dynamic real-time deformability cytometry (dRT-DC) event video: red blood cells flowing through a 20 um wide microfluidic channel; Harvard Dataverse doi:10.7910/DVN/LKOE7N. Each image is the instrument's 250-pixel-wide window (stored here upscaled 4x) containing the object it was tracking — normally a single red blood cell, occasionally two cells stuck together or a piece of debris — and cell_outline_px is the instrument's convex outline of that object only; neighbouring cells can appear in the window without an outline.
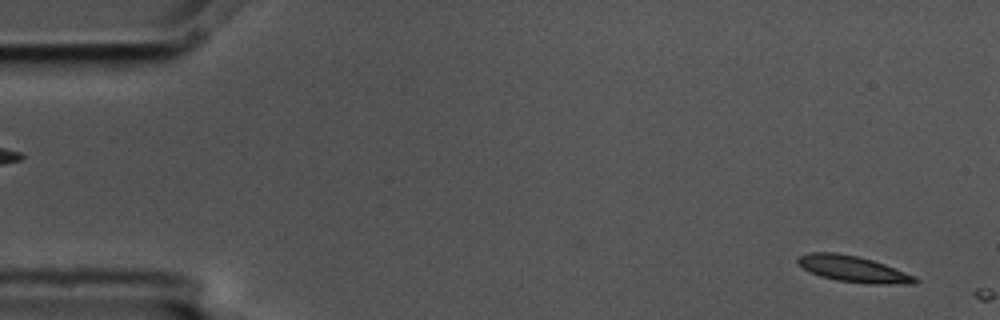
{"species": "common noctule bat (a hibernating species)", "species_latin": "Nyctalus noctula", "temperature_condition": "cold", "stored_images_in_passage": 2, "camera_frame_rate_fps": 3000, "um_per_image_px": 0.085, "animal": {"sex": "male", "body_mass_g": 17.5, "forearm_length_mm": 52.3}, "frame": {"image": 1, "passage_image": 2, "time_ms": 0.333, "image_size_px": [1000, 320], "cell_outline_px": [[920, 280], [916, 284], [872, 284], [836, 280], [820, 276], [804, 268], [796, 260], [800, 256], [808, 252], [836, 252], [856, 256], [872, 260], [884, 264], [916, 276]], "centroid_in_image_um": [72.57, 22.87], "position_along_channel_um": 12.4, "area_um2": 17.8}}